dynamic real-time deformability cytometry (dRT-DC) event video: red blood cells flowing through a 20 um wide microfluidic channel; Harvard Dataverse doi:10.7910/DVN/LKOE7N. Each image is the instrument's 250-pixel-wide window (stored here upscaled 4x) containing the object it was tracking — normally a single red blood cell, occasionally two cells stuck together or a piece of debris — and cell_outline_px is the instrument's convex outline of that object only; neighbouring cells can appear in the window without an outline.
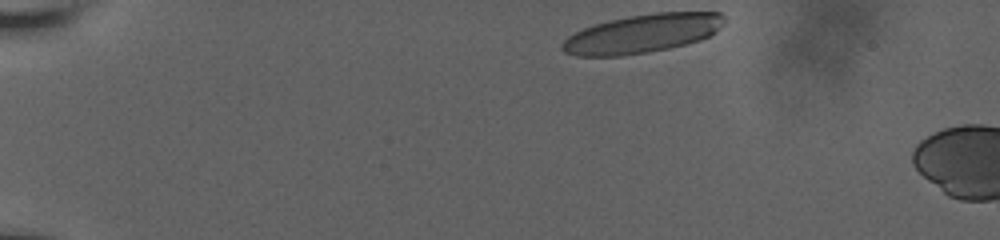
{"species": "human", "species_latin": "Homo sapiens", "temperature_condition": "room temperature", "stored_images_in_passage": 3, "camera_frame_rate_fps": 3000, "um_per_image_px": 0.085, "donor": {"sex": "male"}, "frame": {"image": 1, "passage_image": 1, "time_ms": 0.0, "image_size_px": [1000, 240], "cell_outline_px": [[724, 20], [720, 28], [716, 32], [700, 40], [668, 48], [648, 52], [620, 56], [576, 56], [564, 52], [560, 48], [560, 44], [568, 36], [584, 28], [608, 20], [628, 16], [656, 12], [720, 12], [724, 16]], "centroid_in_image_um": [54.58, 2.85], "position_along_channel_um": 30.4, "area_um2": 36.41}}